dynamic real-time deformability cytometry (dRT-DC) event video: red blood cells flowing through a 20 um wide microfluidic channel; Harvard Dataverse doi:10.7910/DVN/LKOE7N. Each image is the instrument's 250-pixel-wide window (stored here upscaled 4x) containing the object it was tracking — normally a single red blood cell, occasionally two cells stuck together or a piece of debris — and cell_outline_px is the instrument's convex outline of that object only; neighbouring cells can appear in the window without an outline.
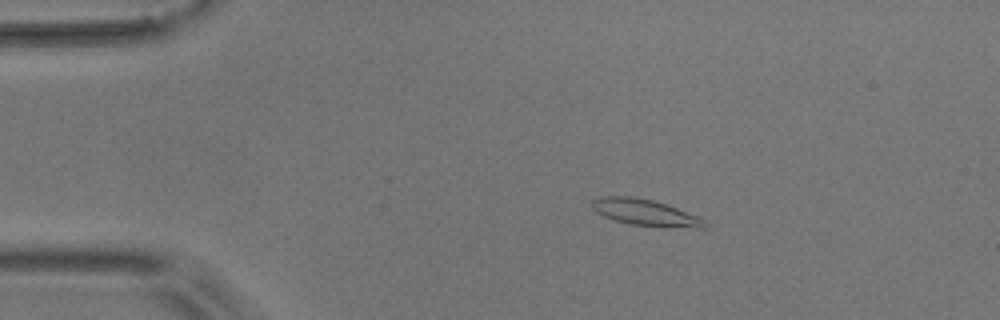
{"species": "common noctule bat (a hibernating species)", "species_latin": "Nyctalus noctula", "temperature_condition": "room temperature", "stored_images_in_passage": 6, "camera_frame_rate_fps": 3000, "um_per_image_px": 0.085, "animal": {"sex": "male", "body_mass_g": 17.9}, "frame": {"image": 1, "passage_image": 4, "time_ms": 3.333, "image_size_px": [1000, 320], "cell_outline_px": [[708, 228], [664, 228], [628, 224], [604, 216], [596, 212], [592, 208], [592, 200], [600, 196], [632, 196], [652, 200], [700, 216], [708, 220]], "centroid_in_image_um": [54.93, 18.09], "position_along_channel_um": 30.1, "area_um2": 17.74}}
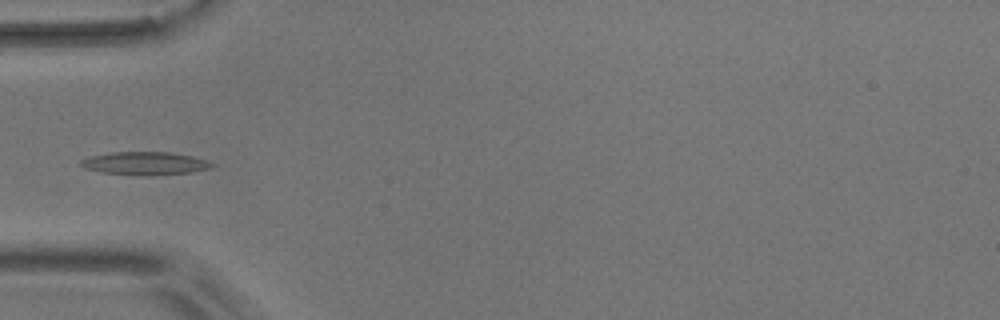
{"frame": {"image": 2, "passage_image": 6, "time_ms": 6.0, "image_size_px": [1000, 320], "cell_outline_px": [[216, 164], [212, 168], [192, 172], [148, 176], [140, 176], [100, 172], [84, 168], [80, 164], [80, 160], [88, 156], [112, 152], [172, 152], [192, 156], [208, 160]], "centroid_in_image_um": [12.34, 13.89], "position_along_channel_um": 72.7, "area_um2": 17.98}}